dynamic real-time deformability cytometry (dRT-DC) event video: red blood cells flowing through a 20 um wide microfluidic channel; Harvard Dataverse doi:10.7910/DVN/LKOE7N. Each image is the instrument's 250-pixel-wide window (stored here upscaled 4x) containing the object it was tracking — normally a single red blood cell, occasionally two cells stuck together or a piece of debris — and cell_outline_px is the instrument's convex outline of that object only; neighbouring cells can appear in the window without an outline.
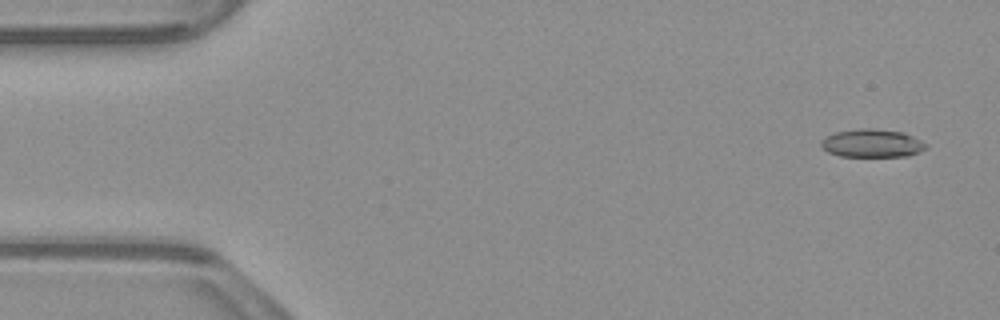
{"species": "common noctule bat (a hibernating species)", "species_latin": "Nyctalus noctula", "temperature_condition": "warm", "stored_images_in_passage": 50, "camera_frame_rate_fps": 3000, "um_per_image_px": 0.085, "animal": {"sex": "male", "body_mass_g": 23.1, "forearm_length_mm": 52.7}, "frame": {"image": 1, "passage_image": 1, "time_ms": 0.0, "image_size_px": [1000, 320], "cell_outline_px": [[928, 148], [920, 152], [908, 156], [840, 156], [828, 152], [820, 144], [820, 140], [836, 132], [860, 128], [872, 128], [904, 132], [928, 144]], "centroid_in_image_um": [74.16, 12.17], "position_along_channel_um": 10.8, "area_um2": 17.22}}
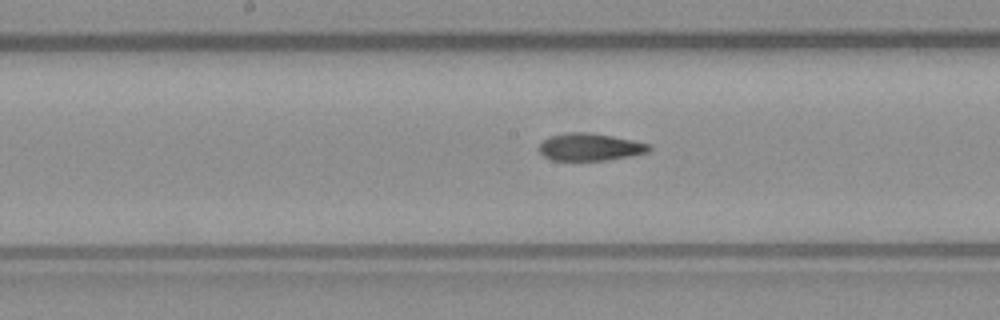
{"frame": {"image": 2, "passage_image": 25, "time_ms": 8.0, "image_size_px": [1000, 320], "cell_outline_px": [[652, 148], [648, 152], [632, 156], [604, 160], [552, 160], [544, 156], [540, 152], [540, 144], [548, 136], [564, 132], [588, 132], [612, 136], [652, 144]], "centroid_in_image_um": [50.17, 12.48], "position_along_channel_um": 198.0, "area_um2": 17.63}}
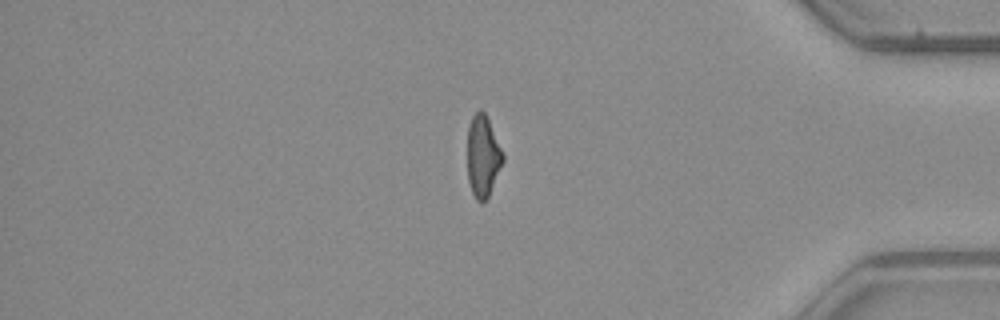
{"frame": {"image": 3, "passage_image": 43, "time_ms": 14.0, "image_size_px": [1000, 320], "cell_outline_px": [[504, 160], [488, 196], [484, 200], [476, 200], [472, 192], [468, 180], [468, 124], [472, 116], [480, 108], [484, 112], [504, 152]], "centroid_in_image_um": [41.05, 13.24], "position_along_channel_um": 394.2, "area_um2": 16.7}}